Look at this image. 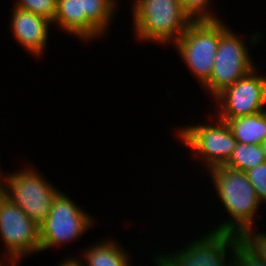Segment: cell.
<instances>
[{
	"label": "cell",
	"mask_w": 266,
	"mask_h": 266,
	"mask_svg": "<svg viewBox=\"0 0 266 266\" xmlns=\"http://www.w3.org/2000/svg\"><path fill=\"white\" fill-rule=\"evenodd\" d=\"M209 177L214 183L220 202L232 219L224 221L214 231L240 235L244 230L254 227L257 209L261 202L250 183L246 172L233 170L224 165L210 168Z\"/></svg>",
	"instance_id": "obj_1"
},
{
	"label": "cell",
	"mask_w": 266,
	"mask_h": 266,
	"mask_svg": "<svg viewBox=\"0 0 266 266\" xmlns=\"http://www.w3.org/2000/svg\"><path fill=\"white\" fill-rule=\"evenodd\" d=\"M136 38L158 44L175 43L193 21L180 0H133Z\"/></svg>",
	"instance_id": "obj_2"
},
{
	"label": "cell",
	"mask_w": 266,
	"mask_h": 266,
	"mask_svg": "<svg viewBox=\"0 0 266 266\" xmlns=\"http://www.w3.org/2000/svg\"><path fill=\"white\" fill-rule=\"evenodd\" d=\"M221 19L193 20L182 36L174 43L184 64L202 86L213 71Z\"/></svg>",
	"instance_id": "obj_3"
},
{
	"label": "cell",
	"mask_w": 266,
	"mask_h": 266,
	"mask_svg": "<svg viewBox=\"0 0 266 266\" xmlns=\"http://www.w3.org/2000/svg\"><path fill=\"white\" fill-rule=\"evenodd\" d=\"M30 168L9 172L3 195L40 226L47 219L53 199L60 190L46 181L35 168Z\"/></svg>",
	"instance_id": "obj_4"
},
{
	"label": "cell",
	"mask_w": 266,
	"mask_h": 266,
	"mask_svg": "<svg viewBox=\"0 0 266 266\" xmlns=\"http://www.w3.org/2000/svg\"><path fill=\"white\" fill-rule=\"evenodd\" d=\"M221 20V37L210 78L202 85L215 98L255 68L247 43Z\"/></svg>",
	"instance_id": "obj_5"
},
{
	"label": "cell",
	"mask_w": 266,
	"mask_h": 266,
	"mask_svg": "<svg viewBox=\"0 0 266 266\" xmlns=\"http://www.w3.org/2000/svg\"><path fill=\"white\" fill-rule=\"evenodd\" d=\"M94 223L89 213L59 191L47 219L39 226L41 251L81 238Z\"/></svg>",
	"instance_id": "obj_6"
},
{
	"label": "cell",
	"mask_w": 266,
	"mask_h": 266,
	"mask_svg": "<svg viewBox=\"0 0 266 266\" xmlns=\"http://www.w3.org/2000/svg\"><path fill=\"white\" fill-rule=\"evenodd\" d=\"M0 235L9 266H17L23 256L41 251L39 226L3 194H0Z\"/></svg>",
	"instance_id": "obj_7"
},
{
	"label": "cell",
	"mask_w": 266,
	"mask_h": 266,
	"mask_svg": "<svg viewBox=\"0 0 266 266\" xmlns=\"http://www.w3.org/2000/svg\"><path fill=\"white\" fill-rule=\"evenodd\" d=\"M215 120L216 124L212 120L213 125H190L178 130L181 141L196 153L194 156L205 162L208 169L225 165L237 143L228 124L218 118Z\"/></svg>",
	"instance_id": "obj_8"
},
{
	"label": "cell",
	"mask_w": 266,
	"mask_h": 266,
	"mask_svg": "<svg viewBox=\"0 0 266 266\" xmlns=\"http://www.w3.org/2000/svg\"><path fill=\"white\" fill-rule=\"evenodd\" d=\"M238 241V235L211 230L187 244L186 248L169 255H157L167 266H234L233 254Z\"/></svg>",
	"instance_id": "obj_9"
},
{
	"label": "cell",
	"mask_w": 266,
	"mask_h": 266,
	"mask_svg": "<svg viewBox=\"0 0 266 266\" xmlns=\"http://www.w3.org/2000/svg\"><path fill=\"white\" fill-rule=\"evenodd\" d=\"M256 69L215 97L219 110L216 118L230 120L263 111L266 105V76L259 75Z\"/></svg>",
	"instance_id": "obj_10"
},
{
	"label": "cell",
	"mask_w": 266,
	"mask_h": 266,
	"mask_svg": "<svg viewBox=\"0 0 266 266\" xmlns=\"http://www.w3.org/2000/svg\"><path fill=\"white\" fill-rule=\"evenodd\" d=\"M50 24L45 17L13 6L10 25L13 38L36 58L46 49Z\"/></svg>",
	"instance_id": "obj_11"
},
{
	"label": "cell",
	"mask_w": 266,
	"mask_h": 266,
	"mask_svg": "<svg viewBox=\"0 0 266 266\" xmlns=\"http://www.w3.org/2000/svg\"><path fill=\"white\" fill-rule=\"evenodd\" d=\"M62 31L75 35L82 41H90L102 34L87 20L82 0H57V11L53 22ZM58 24V25H57Z\"/></svg>",
	"instance_id": "obj_12"
},
{
	"label": "cell",
	"mask_w": 266,
	"mask_h": 266,
	"mask_svg": "<svg viewBox=\"0 0 266 266\" xmlns=\"http://www.w3.org/2000/svg\"><path fill=\"white\" fill-rule=\"evenodd\" d=\"M108 239L96 243L83 251L84 263L78 260L81 266H132L126 250H123L116 241ZM115 242V243H114ZM118 245V246H117ZM86 264V265H85ZM131 264V265H130Z\"/></svg>",
	"instance_id": "obj_13"
},
{
	"label": "cell",
	"mask_w": 266,
	"mask_h": 266,
	"mask_svg": "<svg viewBox=\"0 0 266 266\" xmlns=\"http://www.w3.org/2000/svg\"><path fill=\"white\" fill-rule=\"evenodd\" d=\"M225 121L237 142L261 145L266 140V121L262 112Z\"/></svg>",
	"instance_id": "obj_14"
},
{
	"label": "cell",
	"mask_w": 266,
	"mask_h": 266,
	"mask_svg": "<svg viewBox=\"0 0 266 266\" xmlns=\"http://www.w3.org/2000/svg\"><path fill=\"white\" fill-rule=\"evenodd\" d=\"M116 0H82L87 20L102 34L107 33L109 22L117 10Z\"/></svg>",
	"instance_id": "obj_15"
},
{
	"label": "cell",
	"mask_w": 266,
	"mask_h": 266,
	"mask_svg": "<svg viewBox=\"0 0 266 266\" xmlns=\"http://www.w3.org/2000/svg\"><path fill=\"white\" fill-rule=\"evenodd\" d=\"M265 162L266 159L261 145L237 142L231 158L224 166L246 172Z\"/></svg>",
	"instance_id": "obj_16"
},
{
	"label": "cell",
	"mask_w": 266,
	"mask_h": 266,
	"mask_svg": "<svg viewBox=\"0 0 266 266\" xmlns=\"http://www.w3.org/2000/svg\"><path fill=\"white\" fill-rule=\"evenodd\" d=\"M254 227L244 230L239 241L257 258L266 262V233L253 231Z\"/></svg>",
	"instance_id": "obj_17"
},
{
	"label": "cell",
	"mask_w": 266,
	"mask_h": 266,
	"mask_svg": "<svg viewBox=\"0 0 266 266\" xmlns=\"http://www.w3.org/2000/svg\"><path fill=\"white\" fill-rule=\"evenodd\" d=\"M13 6L45 17L53 23L57 11V0H17Z\"/></svg>",
	"instance_id": "obj_18"
},
{
	"label": "cell",
	"mask_w": 266,
	"mask_h": 266,
	"mask_svg": "<svg viewBox=\"0 0 266 266\" xmlns=\"http://www.w3.org/2000/svg\"><path fill=\"white\" fill-rule=\"evenodd\" d=\"M184 11L192 20H216L214 13L209 12L211 0H180ZM213 14V15H212Z\"/></svg>",
	"instance_id": "obj_19"
},
{
	"label": "cell",
	"mask_w": 266,
	"mask_h": 266,
	"mask_svg": "<svg viewBox=\"0 0 266 266\" xmlns=\"http://www.w3.org/2000/svg\"><path fill=\"white\" fill-rule=\"evenodd\" d=\"M258 200L266 203V162L246 171Z\"/></svg>",
	"instance_id": "obj_20"
},
{
	"label": "cell",
	"mask_w": 266,
	"mask_h": 266,
	"mask_svg": "<svg viewBox=\"0 0 266 266\" xmlns=\"http://www.w3.org/2000/svg\"><path fill=\"white\" fill-rule=\"evenodd\" d=\"M234 266H266V262L253 255L240 241L233 254Z\"/></svg>",
	"instance_id": "obj_21"
},
{
	"label": "cell",
	"mask_w": 266,
	"mask_h": 266,
	"mask_svg": "<svg viewBox=\"0 0 266 266\" xmlns=\"http://www.w3.org/2000/svg\"><path fill=\"white\" fill-rule=\"evenodd\" d=\"M58 266H81V265L78 261V258L74 259V257L73 258L70 257L64 260L63 262L59 263Z\"/></svg>",
	"instance_id": "obj_22"
},
{
	"label": "cell",
	"mask_w": 266,
	"mask_h": 266,
	"mask_svg": "<svg viewBox=\"0 0 266 266\" xmlns=\"http://www.w3.org/2000/svg\"><path fill=\"white\" fill-rule=\"evenodd\" d=\"M1 172L2 171H0V194H3V191L5 190V186H6V176L7 175H5V173L3 175V173H1Z\"/></svg>",
	"instance_id": "obj_23"
},
{
	"label": "cell",
	"mask_w": 266,
	"mask_h": 266,
	"mask_svg": "<svg viewBox=\"0 0 266 266\" xmlns=\"http://www.w3.org/2000/svg\"><path fill=\"white\" fill-rule=\"evenodd\" d=\"M154 258H155L154 261H155L156 266H167L158 255Z\"/></svg>",
	"instance_id": "obj_24"
},
{
	"label": "cell",
	"mask_w": 266,
	"mask_h": 266,
	"mask_svg": "<svg viewBox=\"0 0 266 266\" xmlns=\"http://www.w3.org/2000/svg\"><path fill=\"white\" fill-rule=\"evenodd\" d=\"M261 148H262V151L265 155V159H266V140L261 144Z\"/></svg>",
	"instance_id": "obj_25"
},
{
	"label": "cell",
	"mask_w": 266,
	"mask_h": 266,
	"mask_svg": "<svg viewBox=\"0 0 266 266\" xmlns=\"http://www.w3.org/2000/svg\"><path fill=\"white\" fill-rule=\"evenodd\" d=\"M262 113H263V116H264V118H265V121H266V107H264V109H263Z\"/></svg>",
	"instance_id": "obj_26"
}]
</instances>
